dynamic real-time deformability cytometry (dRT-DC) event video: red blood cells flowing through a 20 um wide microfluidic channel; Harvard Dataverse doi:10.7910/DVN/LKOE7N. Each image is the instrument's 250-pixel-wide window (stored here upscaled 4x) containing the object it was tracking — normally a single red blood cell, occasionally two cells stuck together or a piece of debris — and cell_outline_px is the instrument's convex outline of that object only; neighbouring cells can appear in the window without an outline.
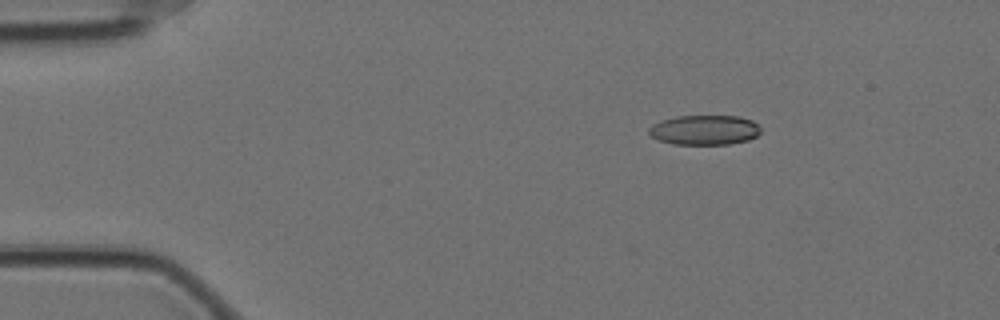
{"species": "Egyptian fruit bat (a non-hibernating species)", "species_latin": "Rousettus aegyptiacus", "temperature_condition": "cold", "stored_images_in_passage": 49, "camera_frame_rate_fps": 3000, "um_per_image_px": 0.085, "animal": {"sex": "female"}, "frame": {"image": 1, "passage_image": 1, "time_ms": 0.0, "image_size_px": [1000, 320], "cell_outline_px": [[760, 132], [756, 136], [748, 140], [728, 144], [672, 144], [660, 140], [652, 136], [648, 132], [648, 128], [652, 124], [660, 120], [676, 116], [740, 116], [752, 120], [760, 128]], "centroid_in_image_um": [59.86, 11.04], "position_along_channel_um": 25.1, "area_um2": 19.42}}
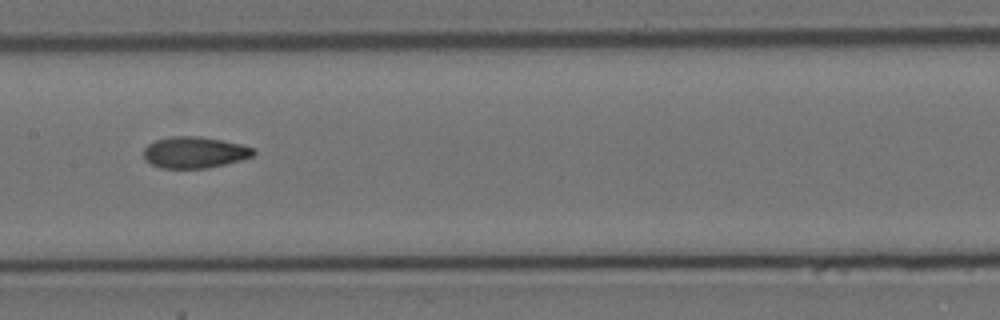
{"frame": {"image": 2, "passage_image": 21, "time_ms": 6.667, "image_size_px": [1000, 320], "cell_outline_px": [[256, 152], [252, 156], [240, 160], [208, 168], [160, 168], [144, 160], [144, 148], [148, 144], [156, 140], [168, 136], [200, 136], [240, 144], [252, 148]], "centroid_in_image_um": [16.49, 12.95], "position_along_channel_um": 190.9, "area_um2": 20.0}}
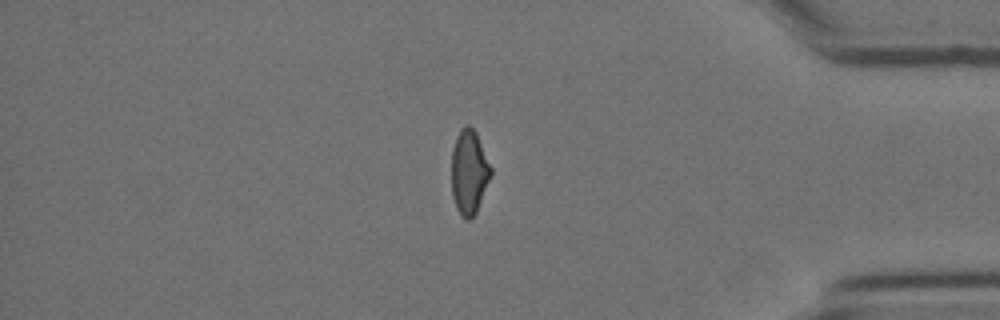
{"frame": {"image": 3, "passage_image": 41, "time_ms": 13.333, "image_size_px": [1000, 320], "cell_outline_px": [[492, 172], [476, 212], [468, 220], [464, 220], [460, 216], [456, 208], [452, 196], [452, 148], [456, 136], [460, 128], [464, 124], [468, 124], [476, 132], [492, 168]], "centroid_in_image_um": [39.86, 14.61], "position_along_channel_um": 395.3, "area_um2": 19.42}, "authors_computed_cell_mechanics": {"area_um2": 19.941, "velocity_mm_per_s": 3.5078, "shape_relaxation_time_tau1_ms": null, "shape_relaxation_time_tau2_ms": 2.7442, "deformation_change_tau1": null, "deformation_change_tau2": 0.0851}}